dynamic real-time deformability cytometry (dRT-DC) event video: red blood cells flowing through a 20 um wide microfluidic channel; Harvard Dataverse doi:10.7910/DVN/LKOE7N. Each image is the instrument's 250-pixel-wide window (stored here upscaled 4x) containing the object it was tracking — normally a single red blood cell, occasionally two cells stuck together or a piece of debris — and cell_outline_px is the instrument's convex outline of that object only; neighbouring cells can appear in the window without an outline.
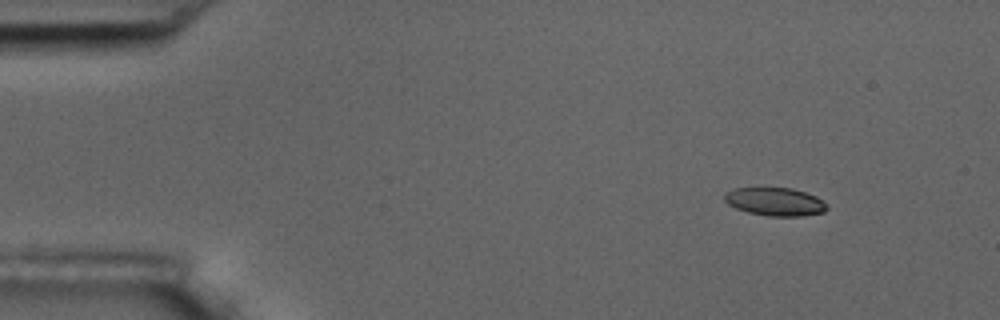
{"species": "common noctule bat (a hibernating species)", "species_latin": "Nyctalus noctula", "temperature_condition": "room temperature", "stored_images_in_passage": 4, "camera_frame_rate_fps": 3000, "um_per_image_px": 0.085, "animal": {"sex": "male", "body_mass_g": 17.5, "forearm_length_mm": 52.3}, "frame": {"image": 1, "passage_image": 1, "time_ms": 0.0, "image_size_px": [1000, 320], "cell_outline_px": [[828, 208], [824, 212], [804, 216], [768, 216], [748, 212], [736, 208], [728, 204], [724, 200], [724, 192], [736, 188], [792, 188], [816, 196]], "centroid_in_image_um": [65.85, 17.15], "position_along_channel_um": 19.1, "area_um2": 16.7}}
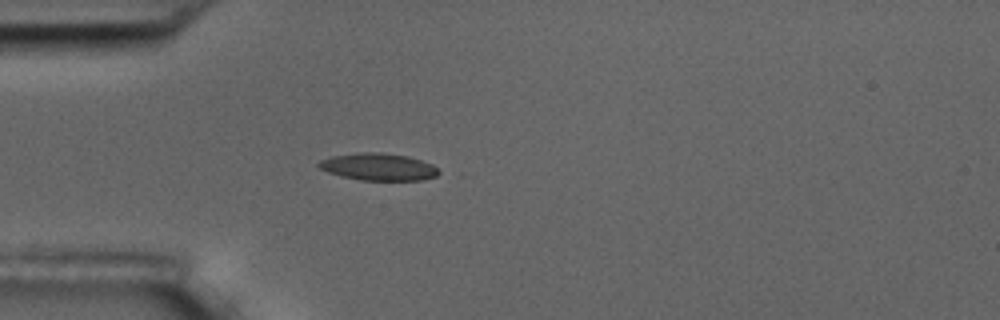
{"frame": {"image": 2, "passage_image": 4, "time_ms": 3.333, "image_size_px": [1000, 320], "cell_outline_px": [[440, 172], [436, 176], [424, 180], [360, 180], [328, 172], [320, 168], [316, 164], [320, 160], [332, 156], [360, 152], [380, 152], [408, 156], [432, 164]], "centroid_in_image_um": [32.17, 14.18], "position_along_channel_um": 52.8, "area_um2": 18.9}}